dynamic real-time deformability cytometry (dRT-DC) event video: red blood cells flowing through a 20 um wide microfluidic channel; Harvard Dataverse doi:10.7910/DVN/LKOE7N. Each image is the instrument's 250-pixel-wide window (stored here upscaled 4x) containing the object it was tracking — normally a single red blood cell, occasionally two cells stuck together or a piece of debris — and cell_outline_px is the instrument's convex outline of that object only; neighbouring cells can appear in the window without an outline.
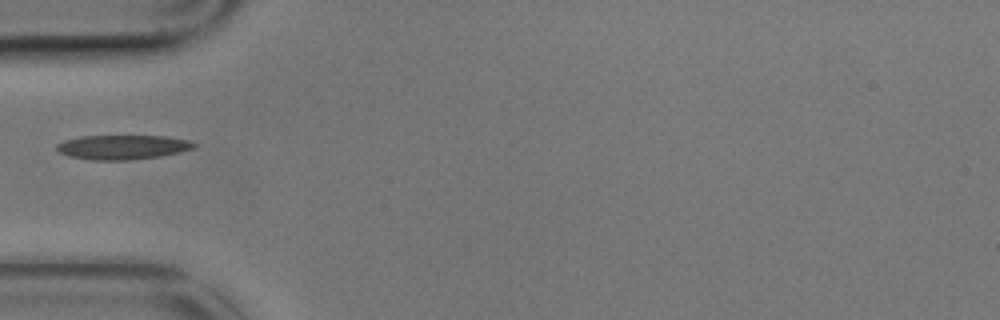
{"species": "common noctule bat (a hibernating species)", "species_latin": "Nyctalus noctula", "temperature_condition": "cold", "stored_images_in_passage": 6, "camera_frame_rate_fps": 3000, "um_per_image_px": 0.085, "animal": {"sex": "male", "body_mass_g": 17.9}, "frame": {"image": 1, "passage_image": 6, "time_ms": 1.667, "image_size_px": [1000, 320], "cell_outline_px": [[196, 144], [192, 148], [180, 152], [160, 156], [128, 160], [92, 160], [68, 156], [60, 152], [56, 148], [56, 144], [64, 140], [80, 136], [164, 136], [188, 140]], "centroid_in_image_um": [10.37, 12.51], "position_along_channel_um": 74.6, "area_um2": 19.42}}